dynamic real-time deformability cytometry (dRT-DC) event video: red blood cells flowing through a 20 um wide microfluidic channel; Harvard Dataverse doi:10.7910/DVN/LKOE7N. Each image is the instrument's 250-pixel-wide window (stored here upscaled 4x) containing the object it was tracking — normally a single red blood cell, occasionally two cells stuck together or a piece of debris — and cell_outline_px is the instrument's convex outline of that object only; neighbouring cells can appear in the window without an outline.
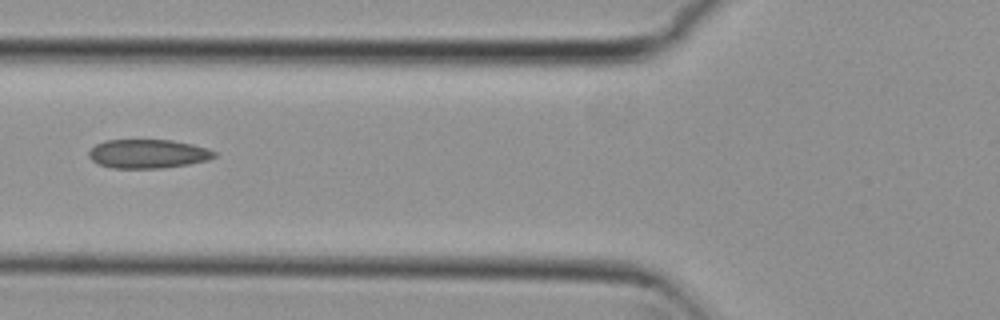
{"species": "common noctule bat (a hibernating species)", "species_latin": "Nyctalus noctula", "temperature_condition": "cold", "stored_images_in_passage": 8, "camera_frame_rate_fps": 3000, "um_per_image_px": 0.085, "animal": {"sex": "female", "body_mass_g": 29.2, "forearm_length_mm": 56.3}, "frame": {"image": 1, "passage_image": 5, "time_ms": 1.333, "image_size_px": [1000, 320], "cell_outline_px": [[216, 156], [208, 160], [188, 164], [160, 168], [112, 168], [100, 164], [92, 160], [88, 156], [88, 152], [96, 144], [104, 140], [172, 140], [192, 144], [208, 148], [216, 152]], "centroid_in_image_um": [12.58, 13.07], "position_along_channel_um": 113.2, "area_um2": 21.1}}
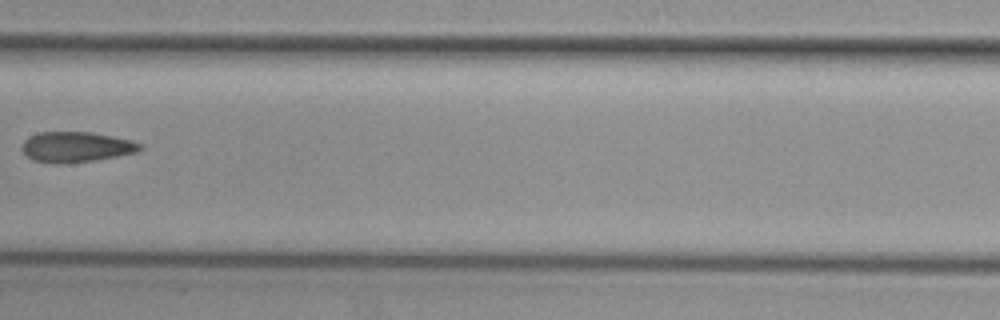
{"frame": {"image": 2, "passage_image": 7, "time_ms": 2.0, "image_size_px": [1000, 320], "cell_outline_px": [[144, 148], [136, 152], [116, 156], [68, 164], [52, 164], [32, 160], [20, 148], [20, 144], [28, 136], [40, 132], [92, 132], [132, 140], [144, 144]], "centroid_in_image_um": [6.45, 12.49], "position_along_channel_um": 201.0, "area_um2": 21.21}}
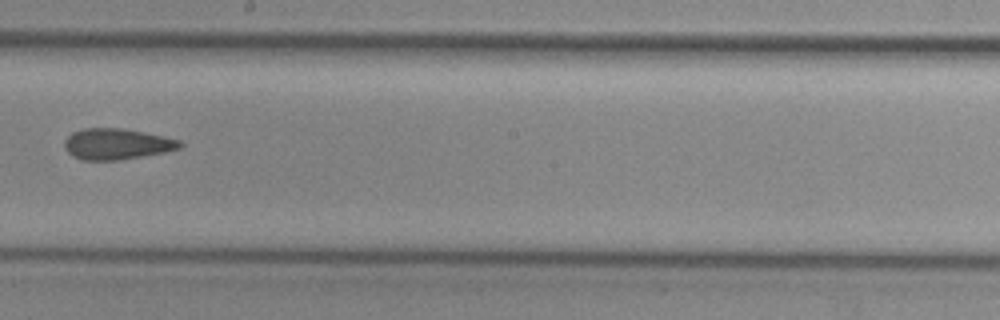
{"frame": {"image": 3, "passage_image": 8, "time_ms": 2.333, "image_size_px": [1000, 320], "cell_outline_px": [[184, 144], [180, 148], [164, 152], [120, 160], [80, 160], [72, 156], [64, 148], [64, 140], [72, 132], [84, 128], [124, 128], [164, 136], [180, 140]], "centroid_in_image_um": [9.91, 12.24], "position_along_channel_um": 238.3, "area_um2": 20.98}}